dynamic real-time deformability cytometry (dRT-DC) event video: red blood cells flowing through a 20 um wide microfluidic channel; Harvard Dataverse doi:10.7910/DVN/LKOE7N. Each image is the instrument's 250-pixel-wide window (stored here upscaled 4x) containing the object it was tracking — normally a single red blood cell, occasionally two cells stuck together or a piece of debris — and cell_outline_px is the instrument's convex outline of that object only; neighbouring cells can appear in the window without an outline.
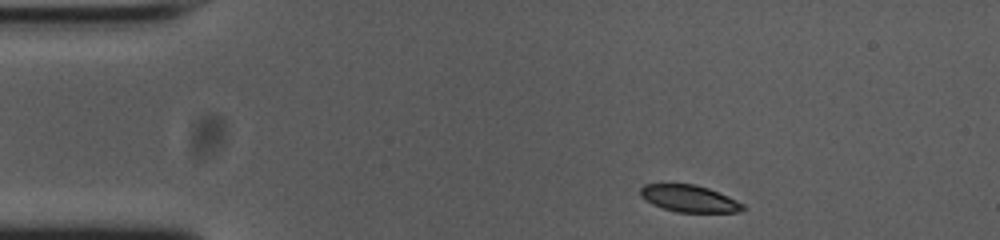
{"species": "common noctule bat (a hibernating species)", "species_latin": "Nyctalus noctula", "temperature_condition": "cold", "stored_images_in_passage": 47, "camera_frame_rate_fps": 3000, "um_per_image_px": 0.085, "animal": {"sex": "female", "body_mass_g": 23.0, "forearm_length_mm": 53.4}, "frame": {"image": 1, "passage_image": 1, "time_ms": 0.0, "image_size_px": [1000, 240], "cell_outline_px": [[744, 208], [740, 212], [676, 212], [652, 204], [640, 196], [640, 188], [644, 184], [696, 184], [708, 188], [728, 196], [744, 204]], "centroid_in_image_um": [58.58, 16.87], "position_along_channel_um": 26.4, "area_um2": 16.01}}
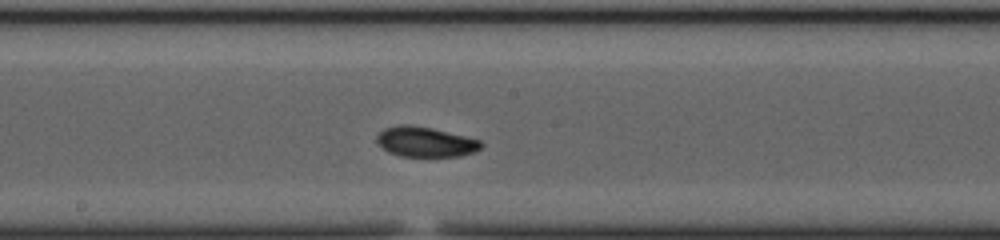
{"frame": {"image": 2, "passage_image": 21, "time_ms": 6.667, "image_size_px": [1000, 240], "cell_outline_px": [[484, 144], [476, 152], [460, 156], [400, 156], [388, 152], [376, 140], [376, 136], [384, 128], [400, 124], [408, 124], [432, 128], [480, 140]], "centroid_in_image_um": [36.16, 12.06], "position_along_channel_um": 212.0, "area_um2": 18.21}}
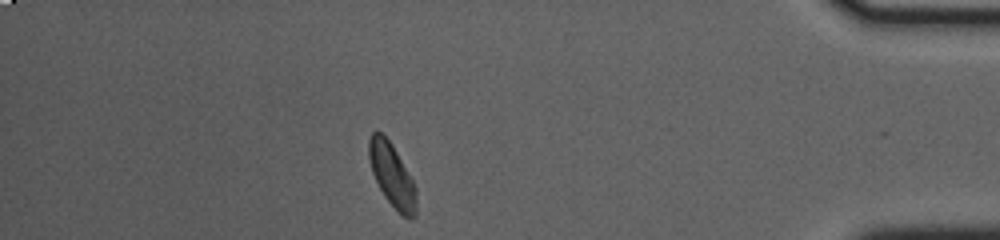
{"frame": {"image": 3, "passage_image": 40, "time_ms": 13.0, "image_size_px": [1000, 240], "cell_outline_px": [[416, 216], [412, 220], [408, 220], [384, 196], [372, 172], [368, 156], [368, 140], [372, 132], [376, 128], [392, 144], [412, 180], [416, 188]], "centroid_in_image_um": [33.31, 14.88], "position_along_channel_um": 401.9, "area_um2": 17.28}, "authors_computed_cell_mechanics": {"area_um2": 17.7446, "velocity_mm_per_s": 3.7198, "shape_relaxation_time_tau1_ms": 8.1388, "shape_relaxation_time_tau2_ms": 4.6461, "deformation_change_tau1": 0.1739, "deformation_change_tau2": 0.0889}}